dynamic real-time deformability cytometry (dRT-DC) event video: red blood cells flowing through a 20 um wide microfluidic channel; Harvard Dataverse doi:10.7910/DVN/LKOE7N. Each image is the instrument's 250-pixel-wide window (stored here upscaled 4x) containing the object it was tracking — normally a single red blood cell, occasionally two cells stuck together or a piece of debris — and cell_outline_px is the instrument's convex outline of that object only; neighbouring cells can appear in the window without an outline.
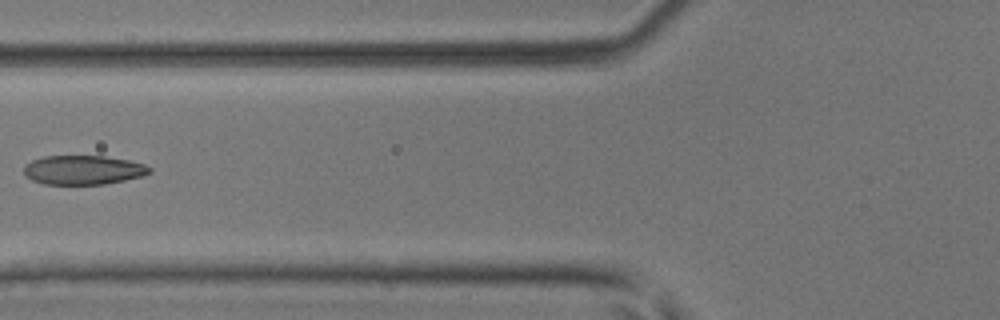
{"species": "common noctule bat (a hibernating species)", "species_latin": "Nyctalus noctula", "temperature_condition": "room temperature", "stored_images_in_passage": 6, "camera_frame_rate_fps": 3000, "um_per_image_px": 0.085, "animal": {"sex": "male", "body_mass_g": 17.9, "forearm_length_mm": 54.2}, "frame": {"image": 1, "passage_image": 6, "time_ms": 6.0, "image_size_px": [1000, 320], "cell_outline_px": [[152, 172], [144, 176], [104, 184], [44, 184], [32, 180], [24, 176], [24, 168], [32, 160], [44, 156], [104, 156], [128, 160], [144, 164], [152, 168]], "centroid_in_image_um": [7.09, 14.45], "position_along_channel_um": 118.7, "area_um2": 21.39}}